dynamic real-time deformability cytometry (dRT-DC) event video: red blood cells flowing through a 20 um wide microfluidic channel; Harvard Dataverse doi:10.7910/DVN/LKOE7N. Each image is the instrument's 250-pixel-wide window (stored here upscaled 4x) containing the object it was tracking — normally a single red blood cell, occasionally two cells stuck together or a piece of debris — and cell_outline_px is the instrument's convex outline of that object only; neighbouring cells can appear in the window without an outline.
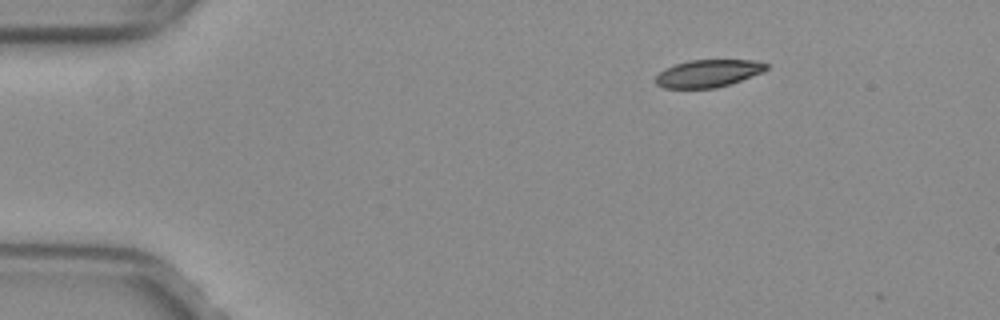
{"species": "common noctule bat (a hibernating species)", "species_latin": "Nyctalus noctula", "temperature_condition": "warm", "stored_images_in_passage": 6, "camera_frame_rate_fps": 3000, "um_per_image_px": 0.085, "animal": {"sex": "female", "body_mass_g": 29.2, "forearm_length_mm": 56.3}, "frame": {"image": 1, "passage_image": 1, "time_ms": 0.0, "image_size_px": [1000, 320], "cell_outline_px": [[768, 68], [760, 72], [740, 80], [716, 88], [664, 88], [656, 84], [656, 76], [664, 68], [688, 60], [752, 60], [768, 64]], "centroid_in_image_um": [60.14, 6.23], "position_along_channel_um": 24.9, "area_um2": 17.46}}